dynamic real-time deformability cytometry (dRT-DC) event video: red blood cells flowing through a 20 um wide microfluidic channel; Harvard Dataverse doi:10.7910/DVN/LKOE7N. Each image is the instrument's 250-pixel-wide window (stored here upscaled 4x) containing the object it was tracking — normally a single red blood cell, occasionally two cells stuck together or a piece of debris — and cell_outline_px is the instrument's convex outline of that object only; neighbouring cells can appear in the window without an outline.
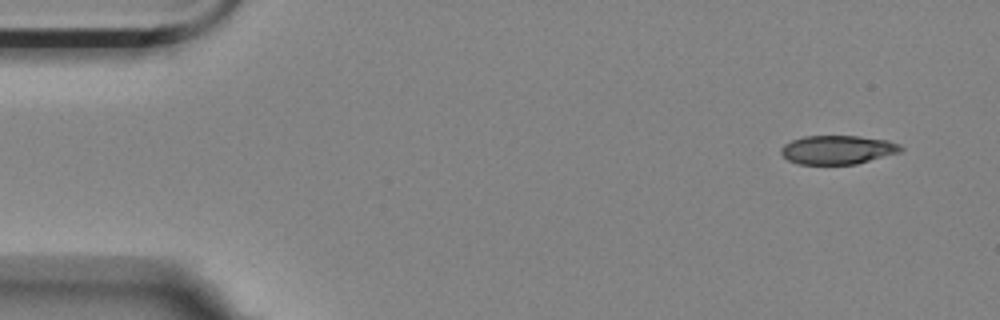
{"species": "Egyptian fruit bat (a non-hibernating species)", "species_latin": "Rousettus aegyptiacus", "temperature_condition": "room temperature", "stored_images_in_passage": 5, "camera_frame_rate_fps": 3000, "um_per_image_px": 0.085, "animal": {"sex": "female"}, "frame": {"image": 1, "passage_image": 1, "time_ms": 0.0, "image_size_px": [1000, 320], "cell_outline_px": [[904, 148], [900, 152], [856, 164], [796, 164], [788, 160], [780, 152], [780, 148], [784, 144], [792, 140], [804, 136], [860, 136], [888, 140], [900, 144]], "centroid_in_image_um": [71.19, 12.73], "position_along_channel_um": 13.8, "area_um2": 20.17}}
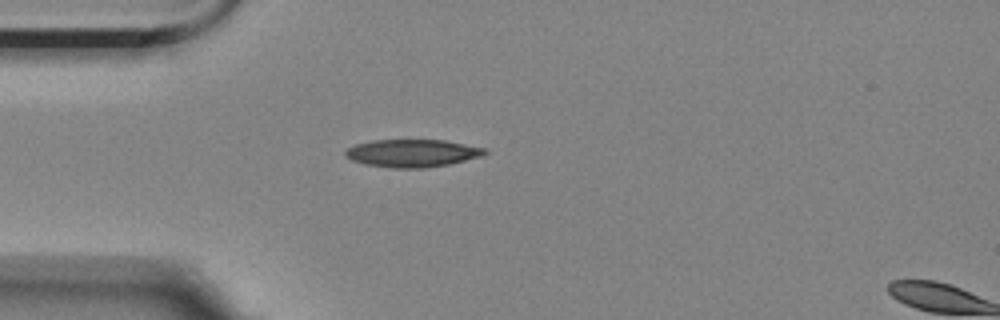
{"frame": {"image": 2, "passage_image": 4, "time_ms": 1.0, "image_size_px": [1000, 320], "cell_outline_px": [[488, 152], [484, 156], [448, 164], [424, 168], [392, 168], [364, 164], [352, 160], [344, 156], [344, 152], [348, 148], [356, 144], [372, 140], [444, 140], [488, 148]], "centroid_in_image_um": [35.07, 13.02], "position_along_channel_um": 49.9, "area_um2": 22.66}}